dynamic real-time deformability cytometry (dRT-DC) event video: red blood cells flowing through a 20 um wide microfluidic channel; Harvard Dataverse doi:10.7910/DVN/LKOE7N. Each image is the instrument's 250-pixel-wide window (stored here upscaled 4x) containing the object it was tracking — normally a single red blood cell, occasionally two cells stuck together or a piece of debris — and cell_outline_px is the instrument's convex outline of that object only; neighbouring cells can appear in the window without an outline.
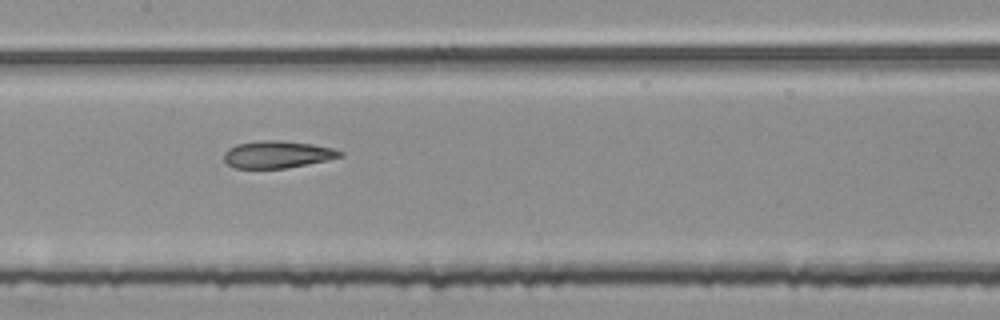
{"species": "common noctule bat (a hibernating species)", "species_latin": "Nyctalus noctula", "temperature_condition": "room temperature", "stored_images_in_passage": 48, "segment_of_instrument_passage": [2, 2], "camera_frame_rate_fps": 3000, "um_per_image_px": 0.085, "animal": {"sex": "female", "body_mass_g": 25.1}, "frame": {"image": 1, "passage_image": 20, "time_ms": 6.333, "image_size_px": [1000, 320], "cell_outline_px": [[344, 156], [328, 160], [284, 168], [236, 168], [228, 164], [224, 160], [224, 152], [228, 148], [236, 144], [260, 140], [276, 140], [312, 144], [332, 148], [344, 152]], "centroid_in_image_um": [23.57, 13.12], "position_along_channel_um": 183.8, "area_um2": 18.32}}
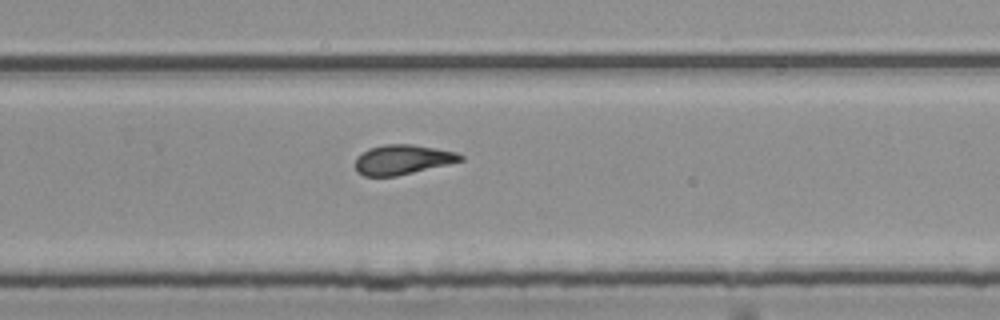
{"frame": {"image": 2, "passage_image": 29, "time_ms": 9.333, "image_size_px": [1000, 320], "cell_outline_px": [[464, 160], [448, 164], [396, 176], [364, 176], [356, 172], [356, 156], [360, 152], [368, 148], [384, 144], [412, 144], [456, 152], [464, 156]], "centroid_in_image_um": [34.18, 13.56], "position_along_channel_um": 295.6, "area_um2": 18.26}}
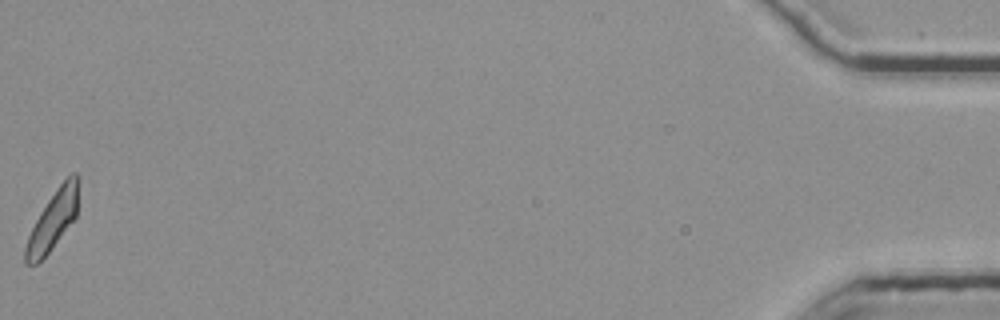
{"frame": {"image": 3, "passage_image": 48, "time_ms": 15.667, "image_size_px": [1000, 320], "cell_outline_px": [[76, 216], [48, 252], [36, 264], [28, 264], [24, 260], [24, 248], [28, 236], [40, 212], [56, 188], [72, 172], [76, 172]], "centroid_in_image_um": [4.43, 18.76], "position_along_channel_um": 430.8, "area_um2": 17.22}}